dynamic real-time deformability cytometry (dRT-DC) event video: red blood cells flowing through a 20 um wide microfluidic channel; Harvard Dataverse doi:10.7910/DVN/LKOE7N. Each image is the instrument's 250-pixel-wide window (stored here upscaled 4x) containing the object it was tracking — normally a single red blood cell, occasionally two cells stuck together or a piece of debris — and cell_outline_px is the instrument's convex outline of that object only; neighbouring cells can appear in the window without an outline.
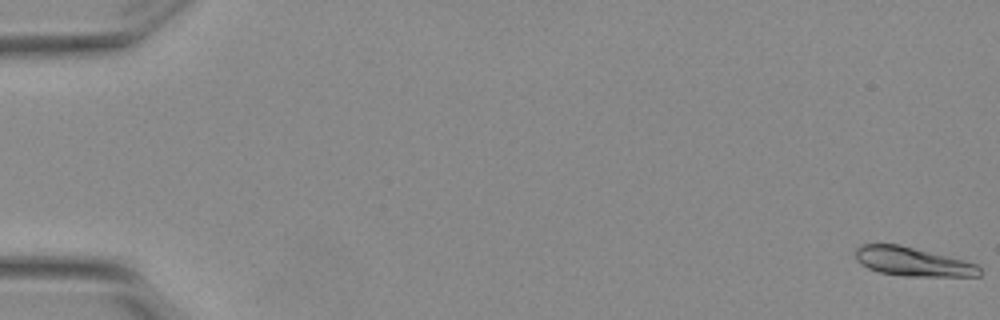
{"species": "Egyptian fruit bat (a non-hibernating species)", "species_latin": "Rousettus aegyptiacus", "temperature_condition": "warm", "stored_images_in_passage": 5, "camera_frame_rate_fps": 3000, "um_per_image_px": 0.085, "animal": {"sex": "female"}, "frame": {"image": 1, "passage_image": 1, "time_ms": 0.0, "image_size_px": [1000, 320], "cell_outline_px": [[984, 272], [980, 276], [904, 276], [880, 272], [868, 268], [860, 264], [856, 260], [856, 248], [860, 244], [900, 244], [964, 260], [976, 264]], "centroid_in_image_um": [77.58, 22.24], "position_along_channel_um": 7.4, "area_um2": 20.98}}